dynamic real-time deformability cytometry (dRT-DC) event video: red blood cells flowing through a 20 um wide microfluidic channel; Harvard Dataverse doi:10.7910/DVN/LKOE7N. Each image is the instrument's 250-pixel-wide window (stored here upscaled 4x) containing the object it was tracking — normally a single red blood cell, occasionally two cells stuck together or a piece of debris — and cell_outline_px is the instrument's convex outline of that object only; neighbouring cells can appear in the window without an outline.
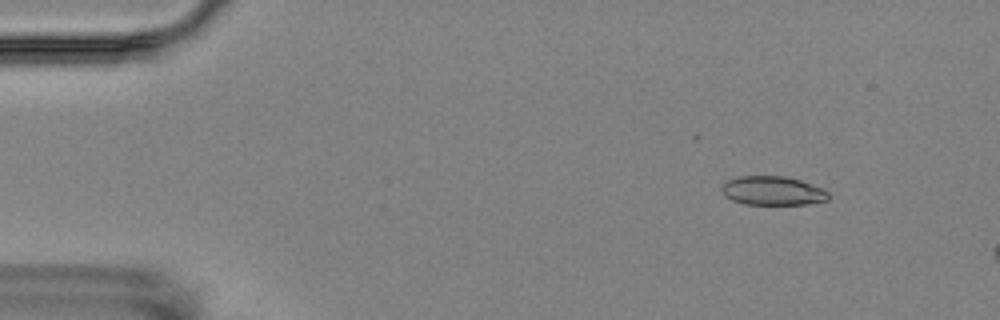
{"species": "Egyptian fruit bat (a non-hibernating species)", "species_latin": "Rousettus aegyptiacus", "temperature_condition": "room temperature", "stored_images_in_passage": 4, "camera_frame_rate_fps": 3000, "um_per_image_px": 0.085, "animal": {"sex": "female"}, "frame": {"image": 1, "passage_image": 2, "time_ms": 1.333, "image_size_px": [1000, 320], "cell_outline_px": [[828, 200], [808, 204], [744, 204], [732, 200], [724, 196], [720, 188], [728, 180], [740, 176], [784, 176], [800, 180], [820, 188], [828, 192]], "centroid_in_image_um": [65.64, 16.22], "position_along_channel_um": 19.4, "area_um2": 17.86}}